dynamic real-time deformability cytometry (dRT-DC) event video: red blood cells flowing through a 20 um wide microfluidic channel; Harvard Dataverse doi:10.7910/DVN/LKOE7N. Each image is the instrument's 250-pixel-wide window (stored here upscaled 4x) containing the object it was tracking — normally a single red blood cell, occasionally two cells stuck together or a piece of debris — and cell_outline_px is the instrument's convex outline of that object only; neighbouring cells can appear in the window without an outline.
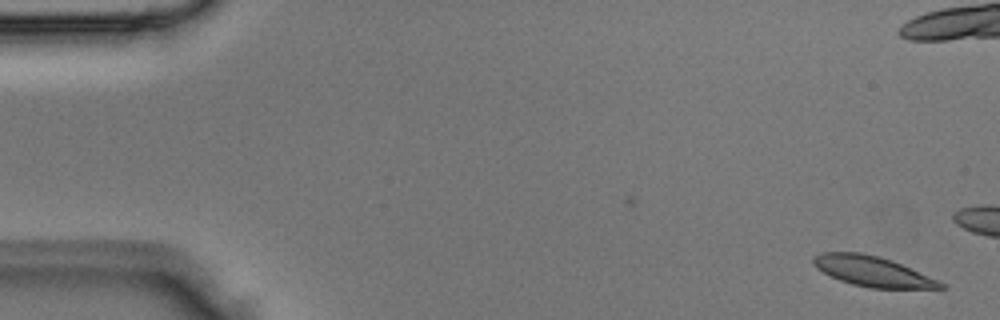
{"species": "Egyptian fruit bat (a non-hibernating species)", "species_latin": "Rousettus aegyptiacus", "temperature_condition": "room temperature", "stored_images_in_passage": 3, "camera_frame_rate_fps": 3000, "um_per_image_px": 0.085, "animal": {"sex": "male"}, "frame": {"image": 1, "passage_image": 1, "time_ms": 0.0, "image_size_px": [1000, 320], "cell_outline_px": [[948, 288], [868, 288], [852, 284], [840, 280], [816, 268], [812, 264], [812, 256], [820, 252], [860, 252], [880, 256], [892, 260], [940, 280]], "centroid_in_image_um": [74.16, 23.05], "position_along_channel_um": 10.8, "area_um2": 22.54}}